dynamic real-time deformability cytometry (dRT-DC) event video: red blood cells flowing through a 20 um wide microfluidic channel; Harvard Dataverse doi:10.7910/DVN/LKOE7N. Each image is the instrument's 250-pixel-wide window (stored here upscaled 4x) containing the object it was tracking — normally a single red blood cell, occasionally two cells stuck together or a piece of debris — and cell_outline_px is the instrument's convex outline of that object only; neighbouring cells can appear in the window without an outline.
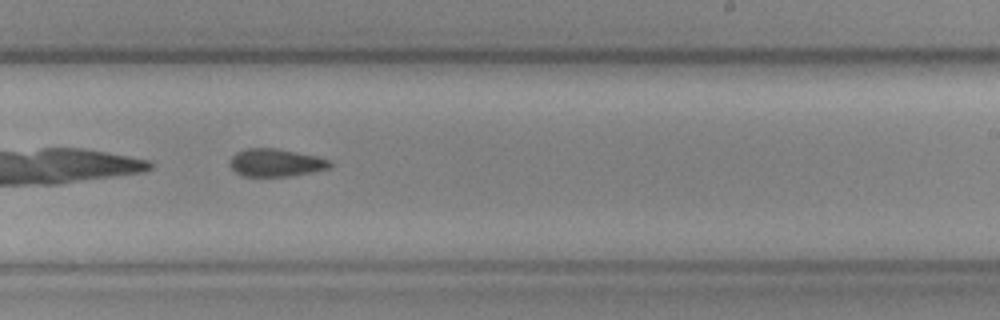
{"species": "common noctule bat (a hibernating species)", "species_latin": "Nyctalus noctula", "temperature_condition": "cold", "stored_images_in_passage": 35, "camera_frame_rate_fps": 3000, "um_per_image_px": 0.085, "animal": {"sex": "female", "body_mass_g": 19.3, "forearm_length_mm": 54.1}, "frame": {"image": 1, "passage_image": 16, "time_ms": 5.0, "image_size_px": [1000, 320], "cell_outline_px": [[332, 164], [328, 168], [312, 172], [292, 176], [240, 176], [228, 164], [232, 156], [236, 152], [248, 148], [276, 148], [316, 156], [328, 160]], "centroid_in_image_um": [23.4, 13.83], "position_along_channel_um": 265.6, "area_um2": 16.13}}